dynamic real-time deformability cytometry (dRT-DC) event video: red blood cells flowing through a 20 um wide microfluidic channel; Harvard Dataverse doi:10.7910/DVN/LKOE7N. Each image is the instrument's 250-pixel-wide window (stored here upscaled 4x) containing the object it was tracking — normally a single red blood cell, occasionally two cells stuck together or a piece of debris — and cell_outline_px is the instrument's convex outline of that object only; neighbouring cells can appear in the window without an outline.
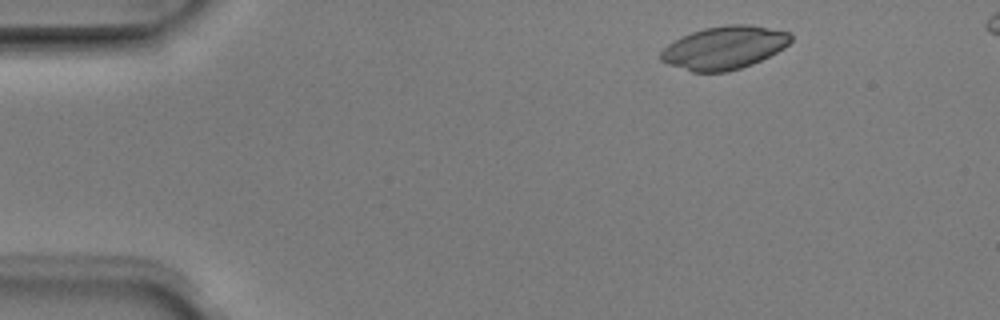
{"species": "Egyptian fruit bat (a non-hibernating species)", "species_latin": "Rousettus aegyptiacus", "temperature_condition": "room temperature", "stored_images_in_passage": 3, "camera_frame_rate_fps": 3000, "um_per_image_px": 0.085, "animal": {"sex": "male"}, "frame": {"image": 1, "passage_image": 1, "time_ms": 0.0, "image_size_px": [1000, 320], "cell_outline_px": [[792, 40], [784, 48], [752, 64], [728, 72], [692, 72], [668, 64], [660, 60], [660, 52], [668, 44], [692, 32], [704, 28], [728, 24], [748, 24], [788, 32], [792, 36]], "centroid_in_image_um": [61.55, 4.06], "position_along_channel_um": 23.4, "area_um2": 32.37}}